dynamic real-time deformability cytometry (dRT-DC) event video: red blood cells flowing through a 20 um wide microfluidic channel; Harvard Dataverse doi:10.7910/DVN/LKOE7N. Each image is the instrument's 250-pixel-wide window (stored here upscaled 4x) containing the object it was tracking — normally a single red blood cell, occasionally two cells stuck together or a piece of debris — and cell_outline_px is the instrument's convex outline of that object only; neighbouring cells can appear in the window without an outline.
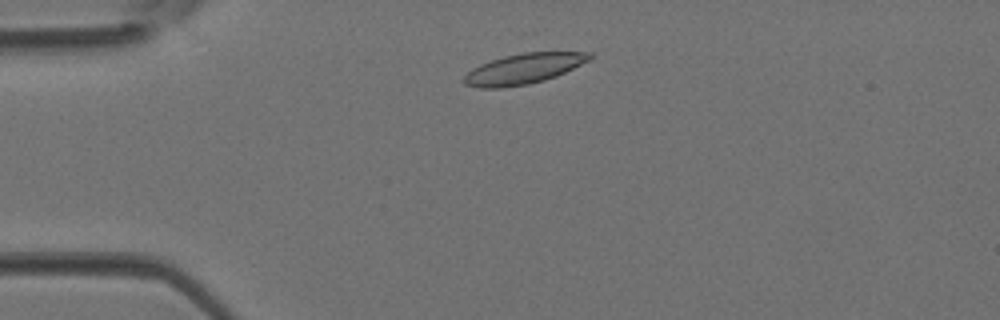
{"species": "Egyptian fruit bat (a non-hibernating species)", "species_latin": "Rousettus aegyptiacus", "temperature_condition": "room temperature", "stored_images_in_passage": 37, "camera_frame_rate_fps": 3000, "um_per_image_px": 0.085, "animal": {"sex": "female"}, "frame": {"image": 1, "passage_image": 5, "time_ms": 1.333, "image_size_px": [1000, 320], "cell_outline_px": [[592, 60], [556, 76], [544, 80], [528, 84], [504, 88], [480, 88], [464, 84], [460, 80], [472, 68], [480, 64], [504, 56], [524, 52], [592, 52]], "centroid_in_image_um": [44.5, 5.85], "position_along_channel_um": 40.5, "area_um2": 22.43}}
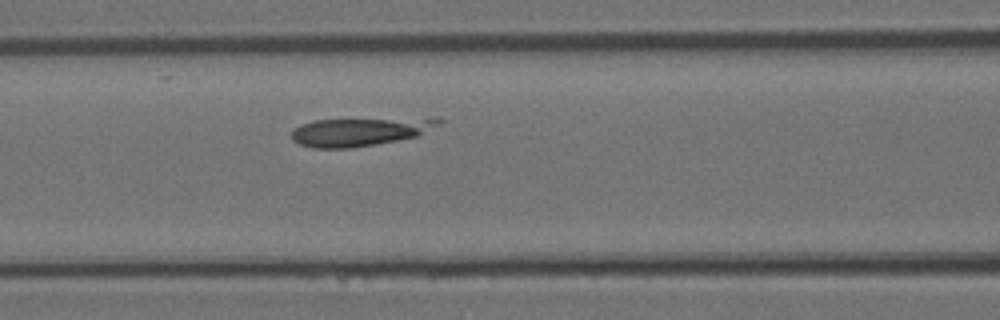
{"frame": {"image": 2, "passage_image": 13, "time_ms": 4.0, "image_size_px": [1000, 320], "cell_outline_px": [[444, 120], [440, 124], [420, 136], [376, 144], [348, 148], [312, 148], [300, 144], [292, 140], [292, 128], [300, 124], [316, 120], [436, 116], [440, 116]], "centroid_in_image_um": [30.71, 11.15], "position_along_channel_um": 135.9, "area_um2": 25.26}}
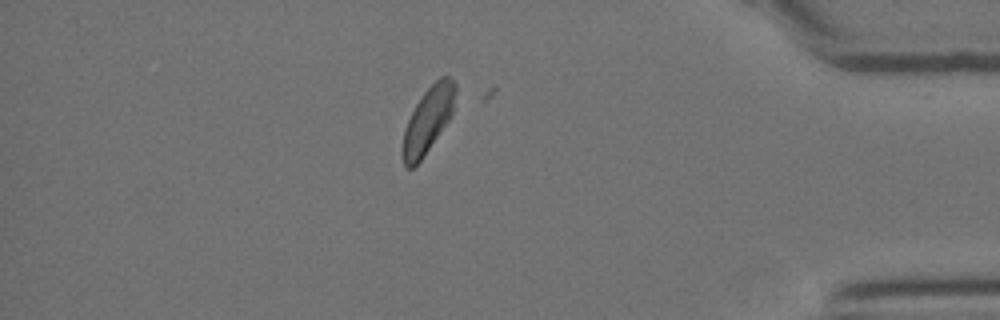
{"frame": {"image": 3, "passage_image": 32, "time_ms": 10.333, "image_size_px": [1000, 320], "cell_outline_px": [[456, 92], [452, 116], [420, 160], [412, 168], [404, 168], [400, 156], [400, 152], [404, 128], [416, 104], [424, 92], [440, 76], [448, 76], [456, 84]], "centroid_in_image_um": [36.35, 10.23], "position_along_channel_um": 398.9, "area_um2": 20.29}}